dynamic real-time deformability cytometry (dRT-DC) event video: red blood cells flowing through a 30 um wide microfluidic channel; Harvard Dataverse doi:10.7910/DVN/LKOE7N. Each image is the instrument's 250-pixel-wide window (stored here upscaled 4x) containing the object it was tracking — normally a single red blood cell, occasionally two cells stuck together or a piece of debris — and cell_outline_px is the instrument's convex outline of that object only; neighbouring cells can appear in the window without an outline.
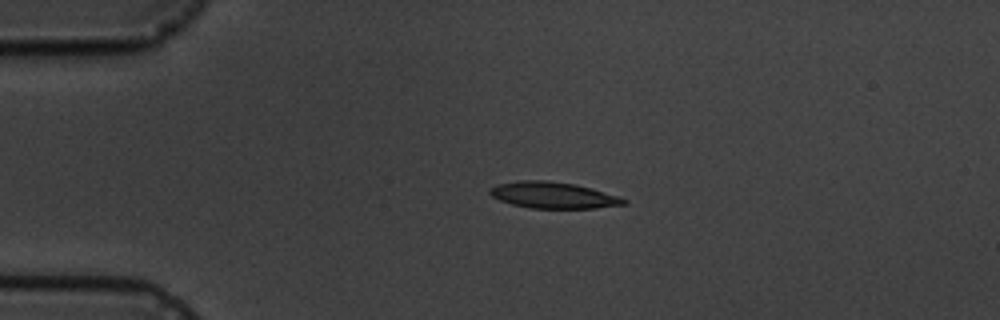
{"species": "common noctule bat (a hibernating species)", "species_latin": "Nyctalus noctula", "temperature_condition": "cold", "stored_images_in_passage": 5, "camera_frame_rate_fps": 3000, "um_per_image_px": 0.085, "animal": {"sex": "male", "body_mass_g": 19.5, "forearm_length_mm": 54.6}, "frame": {"image": 1, "passage_image": 3, "time_ms": 2.333, "image_size_px": [1000, 320], "cell_outline_px": [[628, 204], [596, 208], [532, 208], [512, 204], [500, 200], [492, 196], [488, 192], [488, 188], [496, 184], [520, 180], [548, 180], [576, 184], [616, 196], [628, 200]], "centroid_in_image_um": [46.98, 16.58], "position_along_channel_um": 38.0, "area_um2": 20.52}}
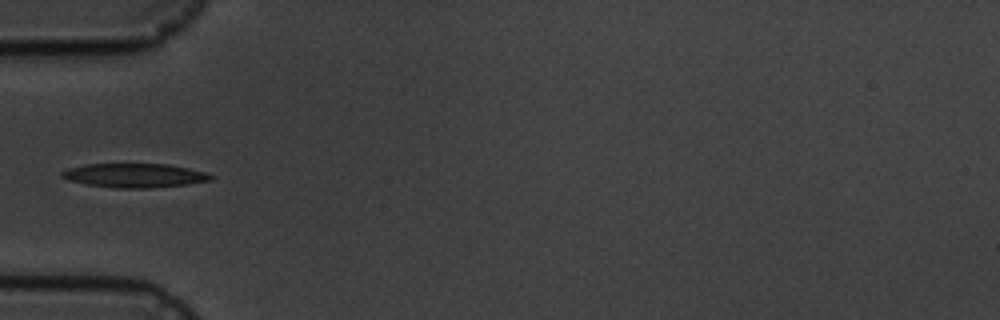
{"frame": {"image": 2, "passage_image": 5, "time_ms": 4.333, "image_size_px": [1000, 320], "cell_outline_px": [[216, 176], [212, 180], [188, 184], [148, 188], [116, 188], [88, 184], [68, 180], [60, 176], [60, 172], [68, 168], [84, 164], [168, 164], [188, 168], [204, 172]], "centroid_in_image_um": [11.44, 14.91], "position_along_channel_um": 73.6, "area_um2": 20.87}}